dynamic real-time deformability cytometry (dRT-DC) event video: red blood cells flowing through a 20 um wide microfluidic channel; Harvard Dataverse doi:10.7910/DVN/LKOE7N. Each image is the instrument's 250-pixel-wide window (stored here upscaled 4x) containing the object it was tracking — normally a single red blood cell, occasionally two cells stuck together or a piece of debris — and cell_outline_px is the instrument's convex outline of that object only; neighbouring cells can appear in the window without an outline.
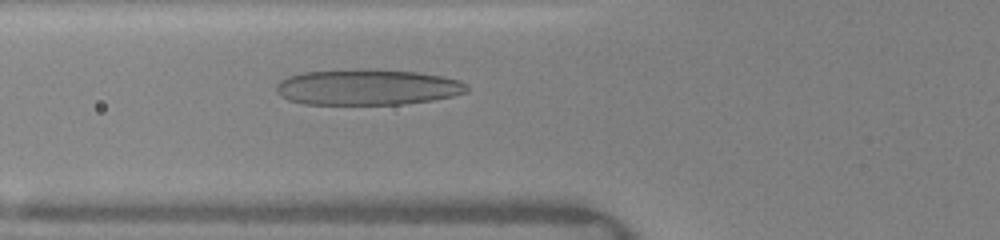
{"species": "human", "species_latin": "Homo sapiens", "temperature_condition": "warm", "stored_images_in_passage": 12, "camera_frame_rate_fps": 3000, "um_per_image_px": 0.085, "donor": {"sex": "female"}, "frame": {"image": 1, "passage_image": 4, "time_ms": 1.0, "image_size_px": [1000, 240], "cell_outline_px": [[468, 92], [452, 96], [432, 100], [404, 104], [304, 104], [288, 100], [280, 96], [276, 92], [276, 84], [280, 80], [288, 76], [304, 72], [356, 68], [376, 68], [416, 72], [444, 76], [460, 80], [468, 84]], "centroid_in_image_um": [31.23, 7.39], "position_along_channel_um": 94.6, "area_um2": 40.46}}
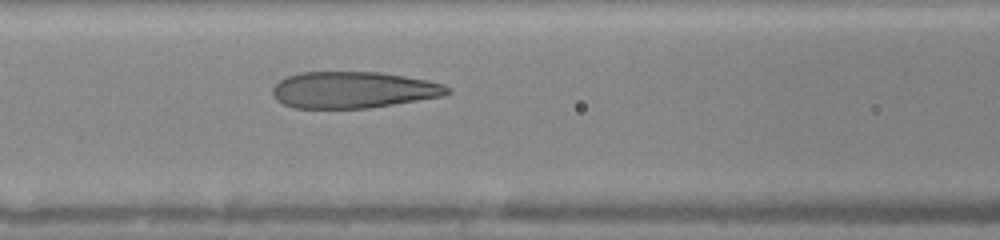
{"frame": {"image": 2, "passage_image": 7, "time_ms": 2.0, "image_size_px": [1000, 240], "cell_outline_px": [[452, 92], [444, 96], [368, 108], [296, 108], [284, 104], [276, 100], [272, 92], [272, 88], [280, 80], [288, 76], [300, 72], [380, 72], [428, 80], [444, 84]], "centroid_in_image_um": [30.04, 7.64], "position_along_channel_um": 136.6, "area_um2": 37.17}}
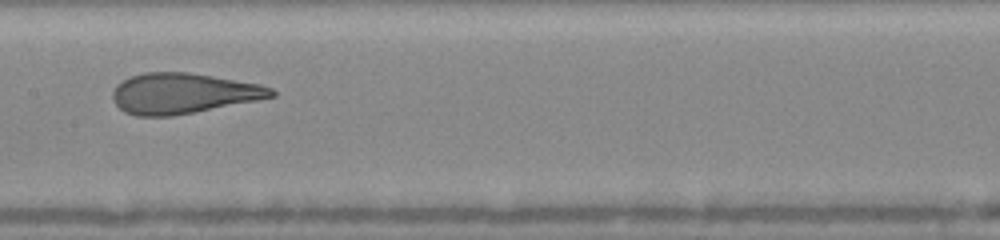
{"frame": {"image": 3, "passage_image": 10, "time_ms": 3.333, "image_size_px": [1000, 240], "cell_outline_px": [[276, 96], [256, 100], [172, 116], [136, 116], [124, 112], [112, 100], [112, 92], [116, 84], [132, 76], [144, 72], [188, 72], [260, 84], [272, 88], [276, 92]], "centroid_in_image_um": [15.53, 7.93], "position_along_channel_um": 191.9, "area_um2": 37.22}}